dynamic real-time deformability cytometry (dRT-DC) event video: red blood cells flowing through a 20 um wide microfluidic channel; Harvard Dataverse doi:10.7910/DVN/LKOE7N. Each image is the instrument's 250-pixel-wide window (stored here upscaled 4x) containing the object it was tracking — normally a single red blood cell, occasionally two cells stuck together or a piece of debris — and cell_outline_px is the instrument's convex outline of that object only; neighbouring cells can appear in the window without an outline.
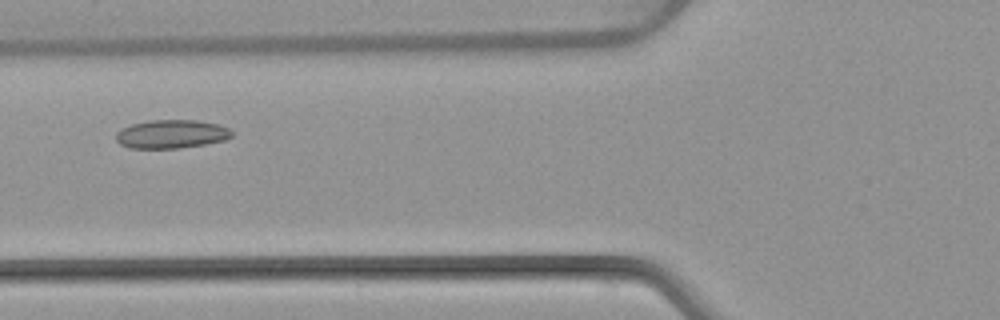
{"species": "common noctule bat (a hibernating species)", "species_latin": "Nyctalus noctula", "temperature_condition": "warm", "stored_images_in_passage": 4, "camera_frame_rate_fps": 3000, "um_per_image_px": 0.085, "animal": {"sex": "female", "body_mass_g": 22.7, "forearm_length_mm": 54.2}, "frame": {"image": 1, "passage_image": 4, "time_ms": 3.333, "image_size_px": [1000, 320], "cell_outline_px": [[232, 136], [224, 140], [204, 144], [180, 148], [132, 148], [120, 144], [116, 140], [116, 132], [132, 124], [148, 120], [196, 120], [220, 124], [228, 128], [232, 132]], "centroid_in_image_um": [14.58, 11.39], "position_along_channel_um": 111.2, "area_um2": 19.19}}